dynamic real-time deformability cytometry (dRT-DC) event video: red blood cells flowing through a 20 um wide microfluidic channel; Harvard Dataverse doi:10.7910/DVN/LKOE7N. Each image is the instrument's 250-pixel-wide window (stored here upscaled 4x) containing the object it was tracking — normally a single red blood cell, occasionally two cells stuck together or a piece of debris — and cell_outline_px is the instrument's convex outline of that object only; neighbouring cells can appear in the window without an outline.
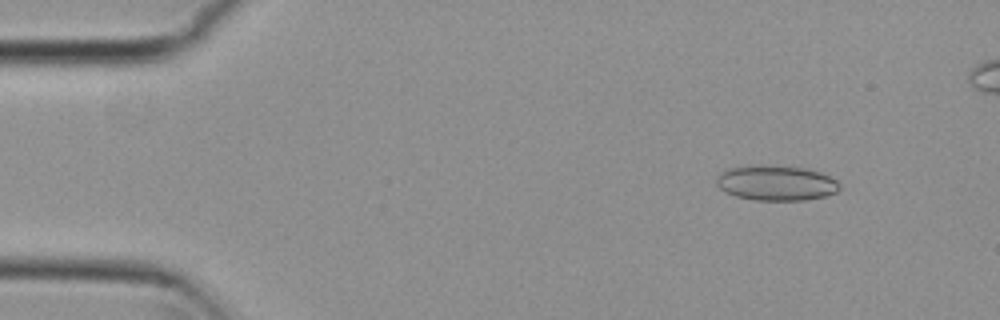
{"species": "common noctule bat (a hibernating species)", "species_latin": "Nyctalus noctula", "temperature_condition": "cold", "stored_images_in_passage": 9, "camera_frame_rate_fps": 3000, "um_per_image_px": 0.085, "animal": {"sex": "female", "body_mass_g": 29.2, "forearm_length_mm": 56.3}, "frame": {"image": 1, "passage_image": 1, "time_ms": 0.0, "image_size_px": [1000, 320], "cell_outline_px": [[840, 188], [836, 192], [824, 196], [804, 200], [752, 200], [736, 196], [720, 188], [716, 184], [716, 176], [720, 172], [728, 168], [808, 168], [820, 172], [836, 180], [840, 184]], "centroid_in_image_um": [66.0, 15.6], "position_along_channel_um": 19.0, "area_um2": 24.22}}
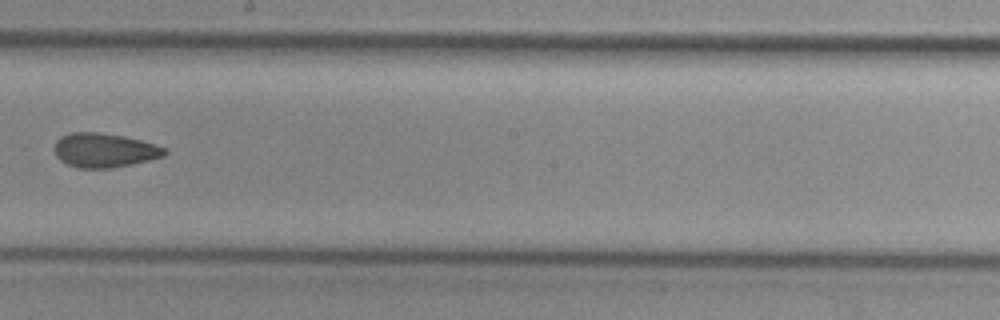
{"frame": {"image": 2, "passage_image": 8, "time_ms": 2.333, "image_size_px": [1000, 320], "cell_outline_px": [[168, 152], [164, 156], [132, 164], [112, 168], [80, 168], [68, 164], [60, 160], [56, 156], [52, 148], [56, 140], [60, 136], [72, 132], [96, 132], [124, 136], [156, 144], [164, 148]], "centroid_in_image_um": [8.83, 12.77], "position_along_channel_um": 239.4, "area_um2": 22.08}}
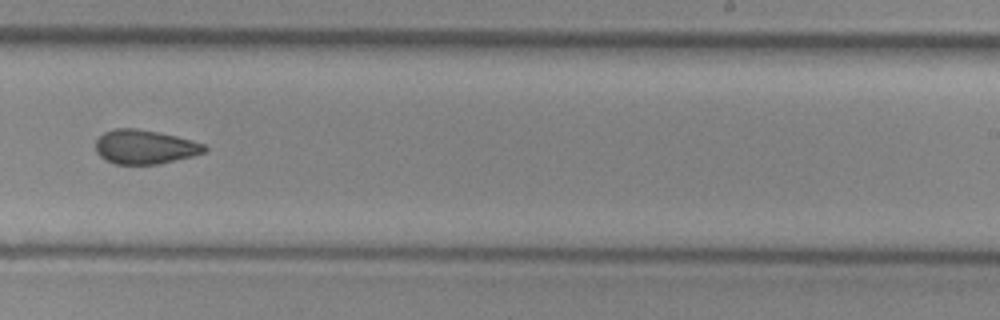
{"frame": {"image": 3, "passage_image": 9, "time_ms": 2.667, "image_size_px": [1000, 320], "cell_outline_px": [[208, 148], [204, 152], [192, 156], [160, 164], [116, 164], [104, 160], [96, 152], [96, 140], [104, 132], [112, 128], [136, 128], [176, 136], [192, 140], [204, 144]], "centroid_in_image_um": [12.29, 12.49], "position_along_channel_um": 276.7, "area_um2": 21.68}}